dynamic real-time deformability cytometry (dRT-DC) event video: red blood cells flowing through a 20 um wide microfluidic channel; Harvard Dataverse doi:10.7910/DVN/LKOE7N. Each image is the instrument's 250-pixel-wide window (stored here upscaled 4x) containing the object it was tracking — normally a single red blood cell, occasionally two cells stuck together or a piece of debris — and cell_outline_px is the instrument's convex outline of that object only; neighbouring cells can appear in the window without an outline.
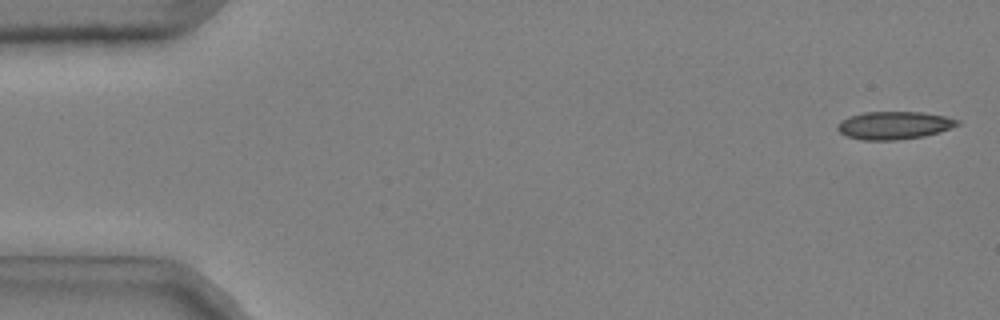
{"species": "common noctule bat (a hibernating species)", "species_latin": "Nyctalus noctula", "temperature_condition": "cold", "stored_images_in_passage": 61, "camera_frame_rate_fps": 3000, "um_per_image_px": 0.085, "animal": {"sex": "male", "body_mass_g": 20.4}, "frame": {"image": 1, "passage_image": 2, "time_ms": 0.333, "image_size_px": [1000, 320], "cell_outline_px": [[960, 124], [940, 132], [924, 136], [896, 140], [860, 140], [844, 136], [836, 128], [840, 120], [848, 116], [864, 112], [924, 112], [944, 116], [960, 120]], "centroid_in_image_um": [75.97, 10.65], "position_along_channel_um": 9.0, "area_um2": 19.65}}